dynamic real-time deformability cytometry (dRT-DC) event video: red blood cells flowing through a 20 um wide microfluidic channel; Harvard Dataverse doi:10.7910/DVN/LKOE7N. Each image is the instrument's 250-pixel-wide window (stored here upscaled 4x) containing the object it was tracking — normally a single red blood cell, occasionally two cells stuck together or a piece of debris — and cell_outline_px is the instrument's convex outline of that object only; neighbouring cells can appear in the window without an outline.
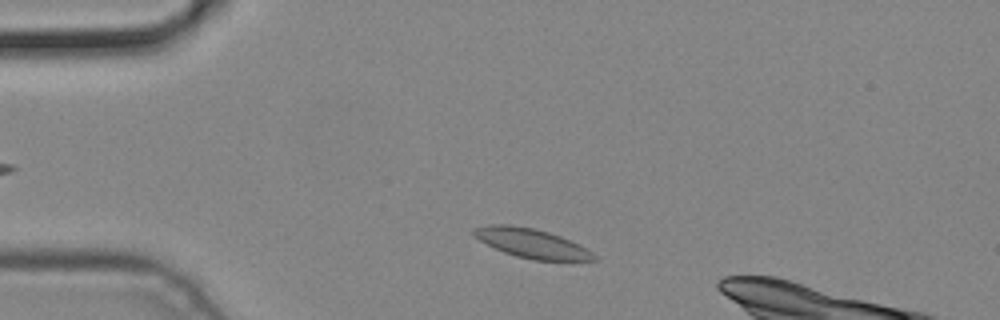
{"species": "common noctule bat (a hibernating species)", "species_latin": "Nyctalus noctula", "temperature_condition": "cold", "stored_images_in_passage": 3, "camera_frame_rate_fps": 3000, "um_per_image_px": 0.085, "animal": {"sex": "male", "body_mass_g": 19.2, "forearm_length_mm": 51.8}, "frame": {"image": 1, "passage_image": 1, "time_ms": 0.0, "image_size_px": [1000, 320], "cell_outline_px": [[596, 260], [532, 260], [516, 256], [504, 252], [472, 236], [472, 228], [488, 224], [508, 224], [532, 228], [548, 232], [560, 236], [580, 244], [592, 252], [596, 256]], "centroid_in_image_um": [45.16, 20.66], "position_along_channel_um": 39.8, "area_um2": 20.4}}